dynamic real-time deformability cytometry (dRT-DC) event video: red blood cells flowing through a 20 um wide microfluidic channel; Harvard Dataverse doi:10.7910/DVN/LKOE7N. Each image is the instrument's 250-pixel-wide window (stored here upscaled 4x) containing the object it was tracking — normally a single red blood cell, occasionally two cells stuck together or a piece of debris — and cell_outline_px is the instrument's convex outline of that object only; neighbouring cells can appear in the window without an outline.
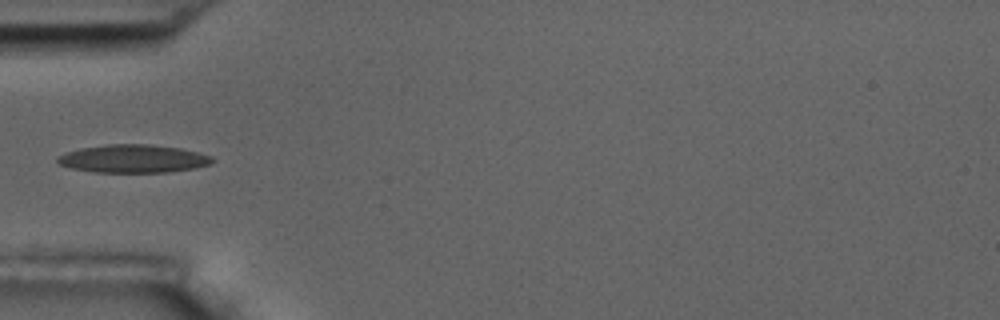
{"species": "common noctule bat (a hibernating species)", "species_latin": "Nyctalus noctula", "temperature_condition": "room temperature", "stored_images_in_passage": 7, "camera_frame_rate_fps": 3000, "um_per_image_px": 0.085, "animal": {"sex": "male", "body_mass_g": 17.5, "forearm_length_mm": 52.3}, "frame": {"image": 1, "passage_image": 5, "time_ms": 5.667, "image_size_px": [1000, 320], "cell_outline_px": [[216, 160], [208, 164], [196, 168], [168, 172], [92, 172], [72, 168], [60, 164], [56, 160], [56, 156], [64, 152], [80, 148], [108, 144], [148, 144], [180, 148], [212, 156]], "centroid_in_image_um": [11.3, 13.49], "position_along_channel_um": 73.7, "area_um2": 25.37}}